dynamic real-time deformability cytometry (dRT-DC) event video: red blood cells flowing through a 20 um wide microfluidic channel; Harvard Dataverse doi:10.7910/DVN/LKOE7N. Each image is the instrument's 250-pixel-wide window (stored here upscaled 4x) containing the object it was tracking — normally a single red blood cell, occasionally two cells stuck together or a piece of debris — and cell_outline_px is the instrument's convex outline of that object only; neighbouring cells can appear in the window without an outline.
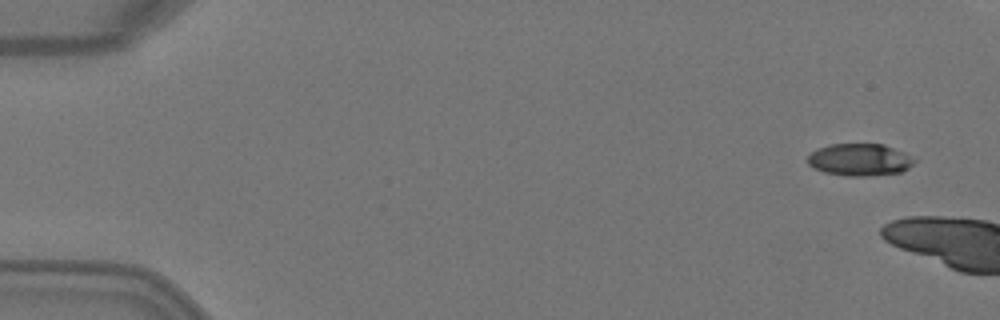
{"species": "Egyptian fruit bat (a non-hibernating species)", "species_latin": "Rousettus aegyptiacus", "temperature_condition": "warm", "stored_images_in_passage": 2, "camera_frame_rate_fps": 3000, "um_per_image_px": 0.085, "animal": {"sex": "female"}, "frame": {"image": 1, "passage_image": 1, "time_ms": 0.0, "image_size_px": [1000, 320], "cell_outline_px": [[916, 160], [908, 168], [900, 172], [868, 176], [848, 176], [824, 172], [812, 168], [808, 164], [808, 156], [816, 148], [828, 144], [884, 144]], "centroid_in_image_um": [73.0, 13.58], "position_along_channel_um": 12.0, "area_um2": 19.83}}